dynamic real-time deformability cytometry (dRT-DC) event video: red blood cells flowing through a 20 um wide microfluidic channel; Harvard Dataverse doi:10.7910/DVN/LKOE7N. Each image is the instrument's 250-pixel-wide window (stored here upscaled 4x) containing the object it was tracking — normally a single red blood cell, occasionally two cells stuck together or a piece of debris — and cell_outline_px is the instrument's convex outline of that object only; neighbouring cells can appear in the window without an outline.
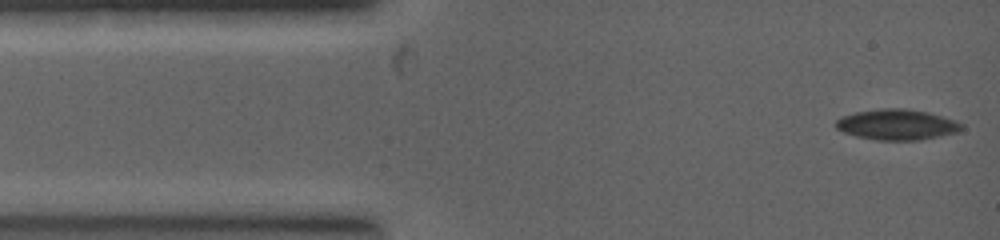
{"species": "common noctule bat (a hibernating species)", "species_latin": "Nyctalus noctula", "temperature_condition": "warm", "stored_images_in_passage": 3, "camera_frame_rate_fps": 5000, "um_per_image_px": 0.085, "animal": {"sex": "female", "body_mass_g": 19.0, "forearm_length_mm": 53.3}, "frame": {"image": 1, "passage_image": 1, "time_ms": 0.0, "image_size_px": [1000, 240], "cell_outline_px": [[964, 128], [956, 132], [940, 136], [920, 140], [876, 140], [856, 136], [844, 132], [836, 128], [836, 120], [840, 116], [856, 112], [880, 108], [904, 108], [928, 112], [956, 120], [964, 124]], "centroid_in_image_um": [76.25, 10.58], "position_along_channel_um": 8.8, "area_um2": 22.54}}
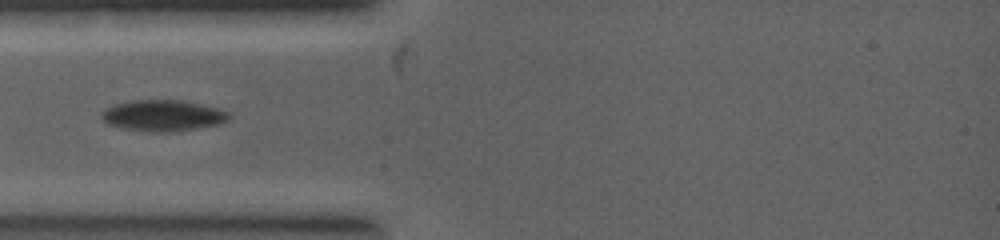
{"frame": {"image": 2, "passage_image": 3, "time_ms": 2.0, "image_size_px": [1000, 240], "cell_outline_px": [[232, 116], [224, 124], [180, 132], [152, 132], [120, 128], [104, 124], [100, 116], [100, 112], [104, 108], [116, 104], [132, 100], [180, 100], [216, 108], [228, 112]], "centroid_in_image_um": [13.83, 9.85], "position_along_channel_um": 71.2, "area_um2": 23.7}}